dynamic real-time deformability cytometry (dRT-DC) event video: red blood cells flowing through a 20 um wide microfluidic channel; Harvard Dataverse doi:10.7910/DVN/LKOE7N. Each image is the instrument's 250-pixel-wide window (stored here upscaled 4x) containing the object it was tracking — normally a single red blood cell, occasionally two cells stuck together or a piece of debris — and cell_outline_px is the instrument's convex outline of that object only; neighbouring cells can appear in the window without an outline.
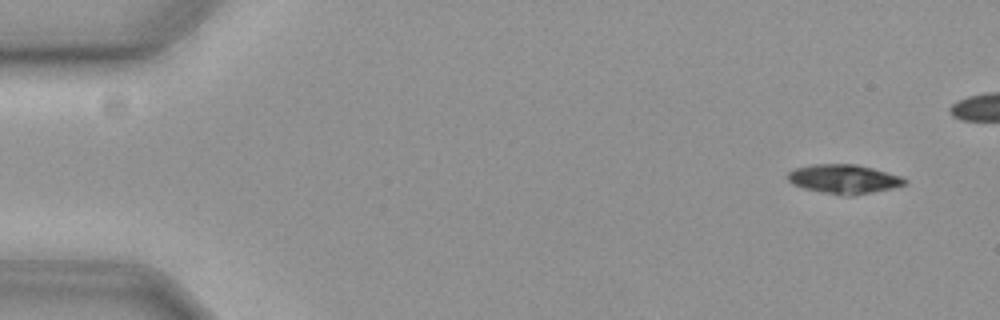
{"species": "common noctule bat (a hibernating species)", "species_latin": "Nyctalus noctula", "temperature_condition": "cold", "stored_images_in_passage": 14, "camera_frame_rate_fps": 3000, "um_per_image_px": 0.085, "animal": {"sex": "female", "body_mass_g": 19.3, "forearm_length_mm": 54.1}, "frame": {"image": 1, "passage_image": 1, "time_ms": 0.0, "image_size_px": [1000, 320], "cell_outline_px": [[908, 184], [892, 188], [852, 196], [840, 196], [804, 188], [792, 184], [788, 180], [788, 172], [792, 168], [812, 164], [856, 164], [872, 168], [900, 176], [908, 180]], "centroid_in_image_um": [71.71, 15.22], "position_along_channel_um": 13.3, "area_um2": 20.0}}